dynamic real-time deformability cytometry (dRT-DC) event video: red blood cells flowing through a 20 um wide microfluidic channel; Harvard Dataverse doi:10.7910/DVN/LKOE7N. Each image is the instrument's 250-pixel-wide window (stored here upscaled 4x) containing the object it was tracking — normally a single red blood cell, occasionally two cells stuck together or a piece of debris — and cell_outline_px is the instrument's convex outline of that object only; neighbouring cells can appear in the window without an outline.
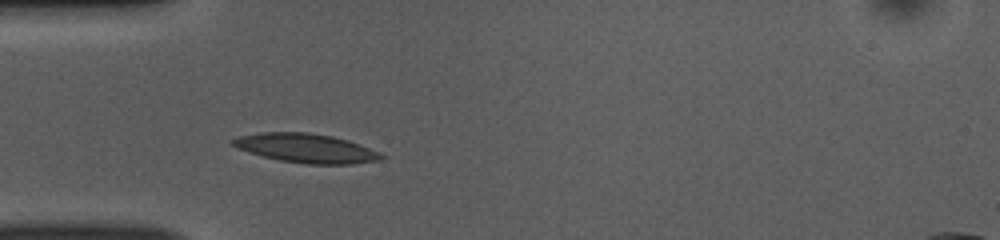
{"species": "common noctule bat (a hibernating species)", "species_latin": "Nyctalus noctula", "temperature_condition": "room temperature", "stored_images_in_passage": 38, "camera_frame_rate_fps": 3000, "um_per_image_px": 0.085, "animal": {"sex": "female", "body_mass_g": 10.0, "forearm_length_mm": 53.1}, "frame": {"image": 1, "passage_image": 1, "time_ms": 0.0, "image_size_px": [1000, 240], "cell_outline_px": [[384, 156], [380, 160], [352, 164], [308, 164], [280, 160], [248, 152], [236, 148], [228, 140], [240, 136], [264, 132], [308, 132], [332, 136], [348, 140], [360, 144]], "centroid_in_image_um": [25.97, 12.59], "position_along_channel_um": 59.0, "area_um2": 24.97}}
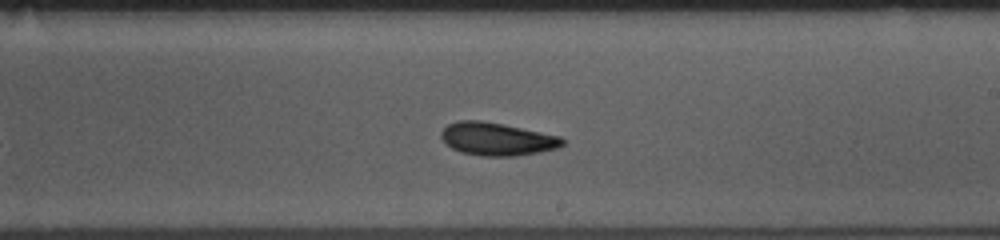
{"frame": {"image": 2, "passage_image": 16, "time_ms": 5.0, "image_size_px": [1000, 240], "cell_outline_px": [[564, 144], [556, 148], [540, 152], [516, 156], [480, 156], [460, 152], [452, 148], [440, 136], [440, 132], [448, 124], [460, 120], [480, 120], [560, 136], [564, 140]], "centroid_in_image_um": [42.22, 11.83], "position_along_channel_um": 246.8, "area_um2": 23.0}}
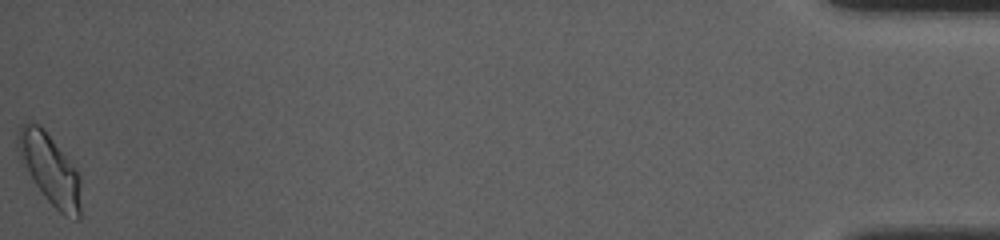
{"frame": {"image": 3, "passage_image": 38, "time_ms": 12.333, "image_size_px": [1000, 240], "cell_outline_px": [[80, 220], [76, 220], [64, 216], [44, 196], [20, 164], [16, 148], [16, 140], [20, 124], [24, 120], [28, 120], [44, 128], [76, 168], [80, 176]], "centroid_in_image_um": [4.2, 14.34], "position_along_channel_um": 431.0, "area_um2": 26.41}, "authors_computed_cell_mechanics": {"area_um2": 22.7154, "velocity_mm_per_s": 3.812, "shape_relaxation_time_tau1_ms": 3.551, "shape_relaxation_time_tau2_ms": 3.3609, "deformation_change_tau1": 0.12, "deformation_change_tau2": 0.1069}}